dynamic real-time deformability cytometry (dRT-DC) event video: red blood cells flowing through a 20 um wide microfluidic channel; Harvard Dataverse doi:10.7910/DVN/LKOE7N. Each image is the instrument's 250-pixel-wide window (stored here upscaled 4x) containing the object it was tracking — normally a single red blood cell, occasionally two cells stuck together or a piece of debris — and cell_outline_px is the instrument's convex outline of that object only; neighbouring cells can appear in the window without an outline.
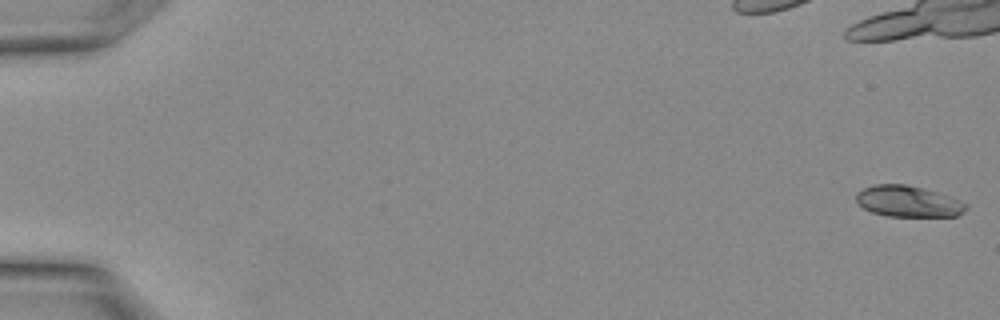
{"species": "Egyptian fruit bat (a non-hibernating species)", "species_latin": "Rousettus aegyptiacus", "temperature_condition": "warm", "stored_images_in_passage": 32, "camera_frame_rate_fps": 3000, "um_per_image_px": 0.085, "animal": {"sex": "female"}, "frame": {"image": 1, "passage_image": 1, "time_ms": 0.0, "image_size_px": [1000, 320], "cell_outline_px": [[968, 208], [964, 212], [956, 216], [888, 216], [872, 212], [864, 208], [856, 200], [856, 192], [872, 184], [904, 184], [936, 192], [960, 200], [968, 204]], "centroid_in_image_um": [77.19, 17.12], "position_along_channel_um": 7.8, "area_um2": 19.83}}